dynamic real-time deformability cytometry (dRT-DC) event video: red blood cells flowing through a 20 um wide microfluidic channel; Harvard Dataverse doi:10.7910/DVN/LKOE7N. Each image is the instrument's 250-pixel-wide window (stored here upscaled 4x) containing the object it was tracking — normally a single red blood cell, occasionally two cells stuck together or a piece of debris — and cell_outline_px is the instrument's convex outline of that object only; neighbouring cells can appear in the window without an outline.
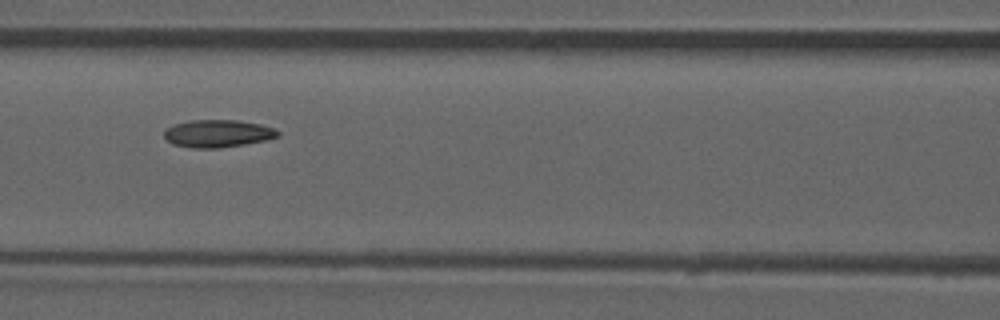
{"species": "common noctule bat (a hibernating species)", "species_latin": "Nyctalus noctula", "temperature_condition": "room temperature", "stored_images_in_passage": 52, "camera_frame_rate_fps": 3000, "um_per_image_px": 0.085, "animal": {"sex": "male", "forearm_length_mm": 52.5}, "frame": {"image": 1, "passage_image": 23, "time_ms": 7.333, "image_size_px": [1000, 320], "cell_outline_px": [[280, 136], [264, 140], [244, 144], [216, 148], [192, 148], [172, 144], [164, 136], [164, 128], [176, 124], [192, 120], [236, 120], [260, 124], [276, 128], [280, 132]], "centroid_in_image_um": [18.51, 11.34], "position_along_channel_um": 148.1, "area_um2": 18.21}, "authors_computed_cell_mechanics": {"area_um2": 18.0336, "velocity_mm_per_s": 3.9229, "shape_relaxation_time_tau1_ms": null, "shape_relaxation_time_tau2_ms": 2.526, "deformation_change_tau1": null, "deformation_change_tau2": 0.0755}}